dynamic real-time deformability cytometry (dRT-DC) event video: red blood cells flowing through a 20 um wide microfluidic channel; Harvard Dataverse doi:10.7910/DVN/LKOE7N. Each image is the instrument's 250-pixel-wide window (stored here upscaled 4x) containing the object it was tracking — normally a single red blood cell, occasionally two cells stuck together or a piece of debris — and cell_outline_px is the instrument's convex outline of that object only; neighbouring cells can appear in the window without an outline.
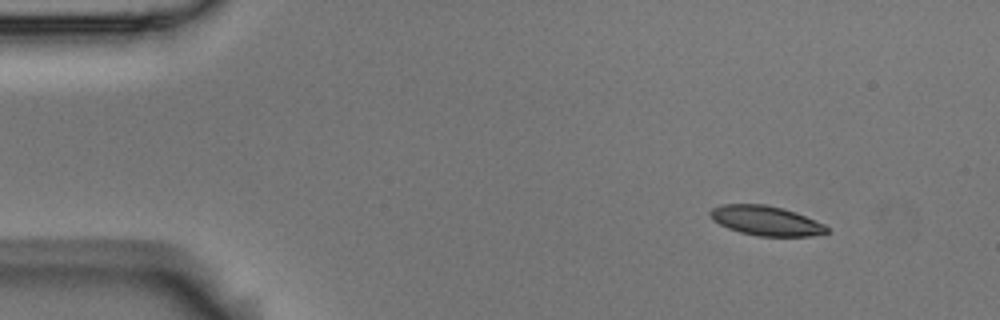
{"species": "Egyptian fruit bat (a non-hibernating species)", "species_latin": "Rousettus aegyptiacus", "temperature_condition": "room temperature", "stored_images_in_passage": 9, "camera_frame_rate_fps": 3000, "um_per_image_px": 0.085, "animal": {"sex": "male"}, "frame": {"image": 1, "passage_image": 1, "time_ms": 0.0, "image_size_px": [1000, 320], "cell_outline_px": [[828, 232], [812, 236], [756, 236], [740, 232], [728, 228], [712, 220], [708, 216], [708, 212], [712, 208], [720, 204], [764, 204], [784, 208], [796, 212], [824, 224], [828, 228]], "centroid_in_image_um": [65.07, 18.75], "position_along_channel_um": 19.9, "area_um2": 20.29}}
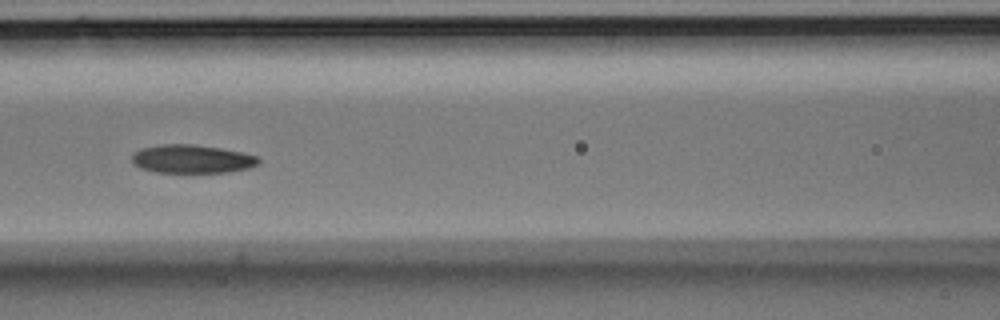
{"frame": {"image": 2, "passage_image": 6, "time_ms": 1.667, "image_size_px": [1000, 320], "cell_outline_px": [[260, 164], [248, 168], [228, 172], [156, 172], [140, 168], [132, 164], [132, 152], [140, 148], [160, 144], [196, 144], [244, 152], [256, 156], [260, 160]], "centroid_in_image_um": [16.29, 13.5], "position_along_channel_um": 150.3, "area_um2": 21.21}}
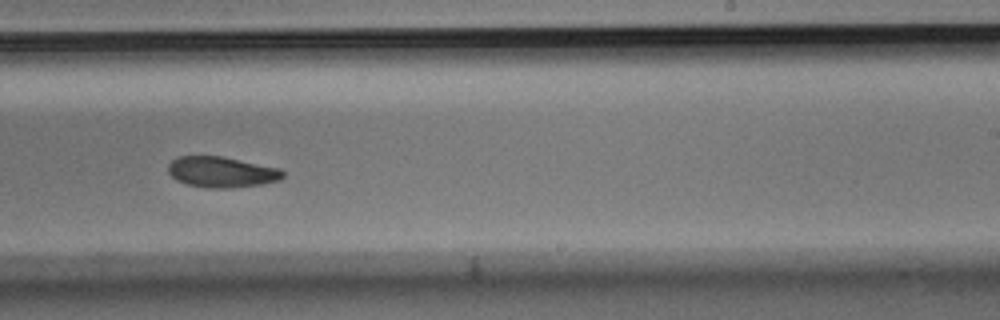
{"frame": {"image": 3, "passage_image": 9, "time_ms": 2.667, "image_size_px": [1000, 320], "cell_outline_px": [[284, 176], [280, 180], [264, 184], [228, 188], [208, 188], [188, 184], [176, 180], [168, 172], [168, 164], [176, 156], [224, 156], [280, 168], [284, 172]], "centroid_in_image_um": [18.85, 14.61], "position_along_channel_um": 270.2, "area_um2": 20.75}}